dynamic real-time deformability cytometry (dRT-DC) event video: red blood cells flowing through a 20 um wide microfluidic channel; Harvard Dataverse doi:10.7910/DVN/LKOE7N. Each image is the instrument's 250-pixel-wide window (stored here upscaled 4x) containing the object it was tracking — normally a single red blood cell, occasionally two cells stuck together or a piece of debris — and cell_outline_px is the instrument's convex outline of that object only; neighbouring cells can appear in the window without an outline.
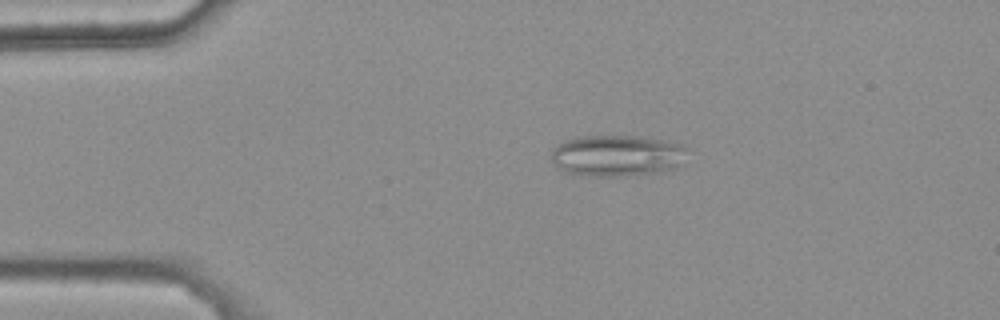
{"species": "common noctule bat (a hibernating species)", "species_latin": "Nyctalus noctula", "temperature_condition": "warm", "stored_images_in_passage": 48, "camera_frame_rate_fps": 3000, "um_per_image_px": 0.085, "animal": {"sex": "female", "body_mass_g": 25.1}, "frame": {"image": 1, "passage_image": 11, "time_ms": 3.333, "image_size_px": [1000, 320], "cell_outline_px": [[688, 148], [680, 164], [676, 168], [656, 172], [620, 176], [588, 176], [568, 172], [560, 168], [552, 160], [552, 148], [572, 136], [640, 136], [680, 144]], "centroid_in_image_um": [52.43, 13.21], "position_along_channel_um": 32.6, "area_um2": 32.54}}
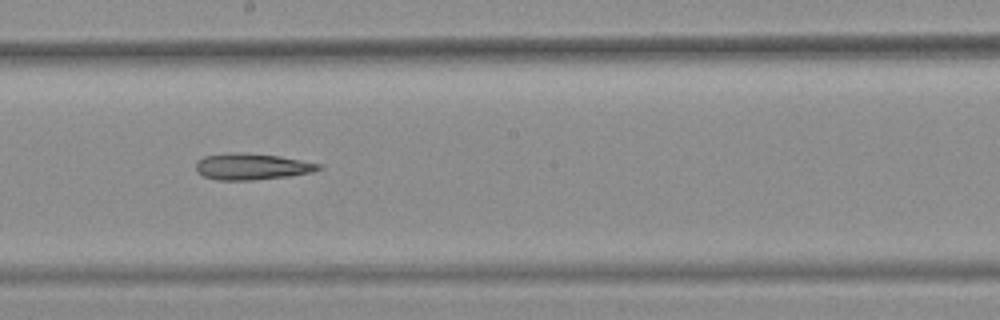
{"frame": {"image": 2, "passage_image": 30, "time_ms": 9.667, "image_size_px": [1000, 320], "cell_outline_px": [[324, 168], [312, 172], [288, 176], [252, 180], [216, 180], [204, 176], [196, 172], [196, 160], [204, 156], [228, 152], [244, 152], [280, 156], [320, 164]], "centroid_in_image_um": [21.37, 14.15], "position_along_channel_um": 226.8, "area_um2": 19.02}}
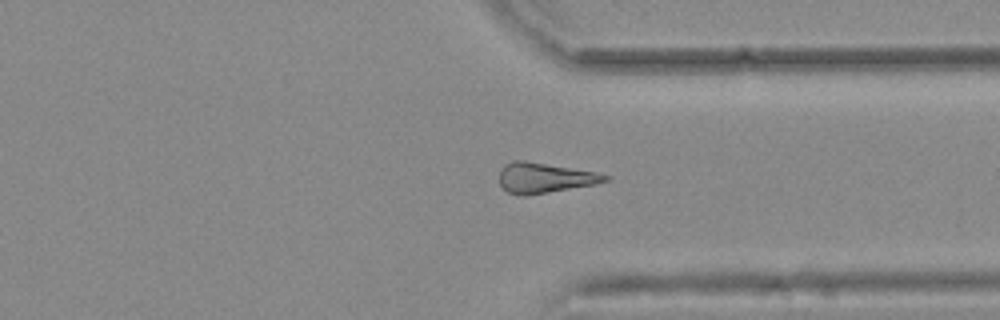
{"frame": {"image": 3, "passage_image": 41, "time_ms": 13.333, "image_size_px": [1000, 320], "cell_outline_px": [[612, 176], [608, 180], [596, 184], [528, 196], [520, 196], [508, 192], [500, 184], [500, 168], [504, 164], [512, 160], [524, 160], [596, 172]], "centroid_in_image_um": [46.28, 15.12], "position_along_channel_um": 365.1, "area_um2": 18.79}}